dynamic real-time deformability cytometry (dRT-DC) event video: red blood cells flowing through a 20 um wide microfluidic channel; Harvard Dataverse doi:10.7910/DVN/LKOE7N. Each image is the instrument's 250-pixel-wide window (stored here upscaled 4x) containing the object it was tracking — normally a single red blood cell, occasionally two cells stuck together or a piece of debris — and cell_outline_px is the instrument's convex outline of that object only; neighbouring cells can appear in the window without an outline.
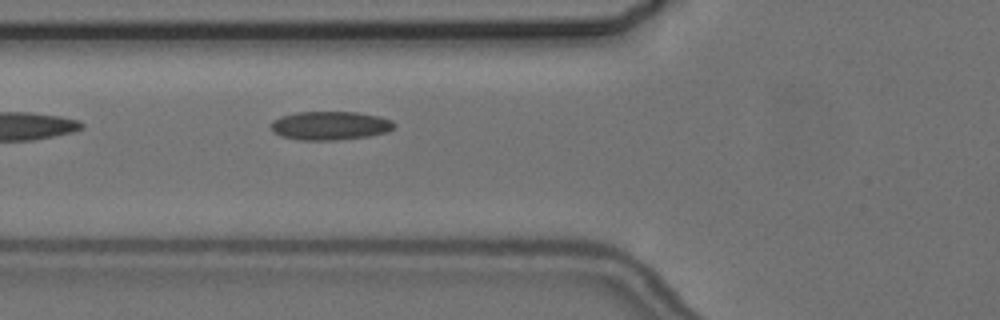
{"species": "common noctule bat (a hibernating species)", "species_latin": "Nyctalus noctula", "temperature_condition": "cold", "stored_images_in_passage": 6, "camera_frame_rate_fps": 3000, "um_per_image_px": 0.085, "animal": {"sex": "female", "body_mass_g": 24.6, "forearm_length_mm": 56.2}, "frame": {"image": 1, "passage_image": 6, "time_ms": 6.0, "image_size_px": [1000, 320], "cell_outline_px": [[396, 124], [388, 132], [368, 136], [336, 140], [300, 140], [280, 136], [272, 132], [272, 120], [280, 116], [296, 112], [356, 112], [380, 116], [392, 120]], "centroid_in_image_um": [28.05, 10.67], "position_along_channel_um": 97.8, "area_um2": 20.69}}